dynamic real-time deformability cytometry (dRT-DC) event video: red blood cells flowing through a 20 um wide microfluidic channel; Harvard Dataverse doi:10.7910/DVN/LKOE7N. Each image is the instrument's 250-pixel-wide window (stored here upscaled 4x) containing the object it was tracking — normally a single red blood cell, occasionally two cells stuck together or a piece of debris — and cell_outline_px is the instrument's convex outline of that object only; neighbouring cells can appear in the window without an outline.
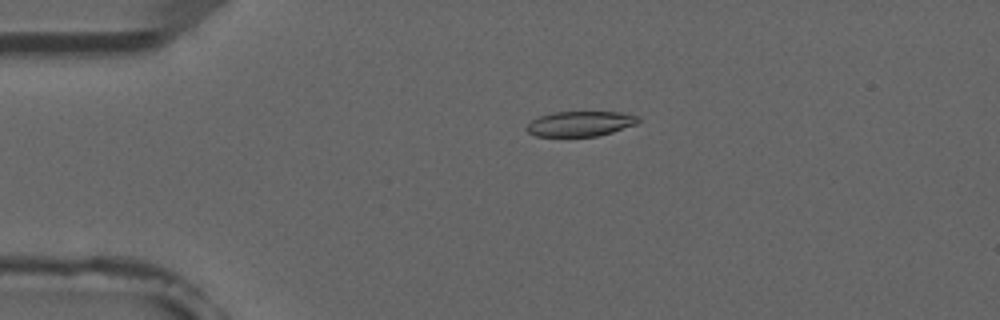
{"species": "common noctule bat (a hibernating species)", "species_latin": "Nyctalus noctula", "temperature_condition": "room temperature", "stored_images_in_passage": 53, "camera_frame_rate_fps": 3000, "um_per_image_px": 0.085, "animal": {"sex": "male", "forearm_length_mm": 52.5}, "frame": {"image": 1, "passage_image": 12, "time_ms": 3.667, "image_size_px": [1000, 320], "cell_outline_px": [[640, 120], [636, 124], [612, 132], [596, 136], [536, 136], [528, 132], [524, 128], [532, 120], [540, 116], [552, 112], [620, 112], [640, 116]], "centroid_in_image_um": [49.32, 10.51], "position_along_channel_um": 35.7, "area_um2": 16.3}}
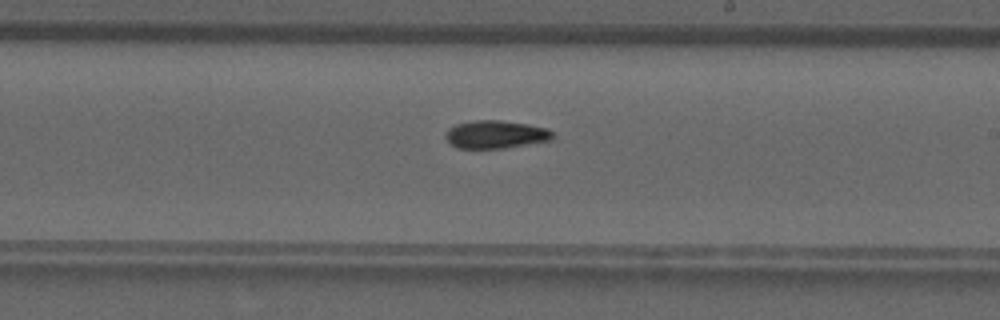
{"frame": {"image": 2, "passage_image": 31, "time_ms": 10.0, "image_size_px": [1000, 320], "cell_outline_px": [[556, 136], [552, 140], [504, 148], [456, 148], [448, 144], [444, 136], [448, 128], [456, 124], [476, 120], [500, 120], [528, 124], [548, 128]], "centroid_in_image_um": [42.12, 11.43], "position_along_channel_um": 246.9, "area_um2": 17.69}}
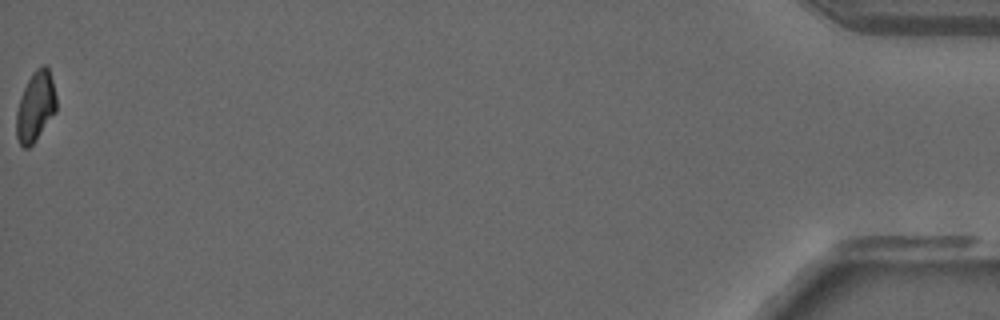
{"frame": {"image": 3, "passage_image": 53, "time_ms": 17.333, "image_size_px": [1000, 320], "cell_outline_px": [[56, 112], [36, 140], [28, 148], [24, 148], [20, 144], [16, 136], [16, 112], [20, 96], [32, 72], [36, 68], [44, 64], [48, 68], [52, 80], [56, 96]], "centroid_in_image_um": [3.01, 9.06], "position_along_channel_um": 432.2, "area_um2": 16.36}}